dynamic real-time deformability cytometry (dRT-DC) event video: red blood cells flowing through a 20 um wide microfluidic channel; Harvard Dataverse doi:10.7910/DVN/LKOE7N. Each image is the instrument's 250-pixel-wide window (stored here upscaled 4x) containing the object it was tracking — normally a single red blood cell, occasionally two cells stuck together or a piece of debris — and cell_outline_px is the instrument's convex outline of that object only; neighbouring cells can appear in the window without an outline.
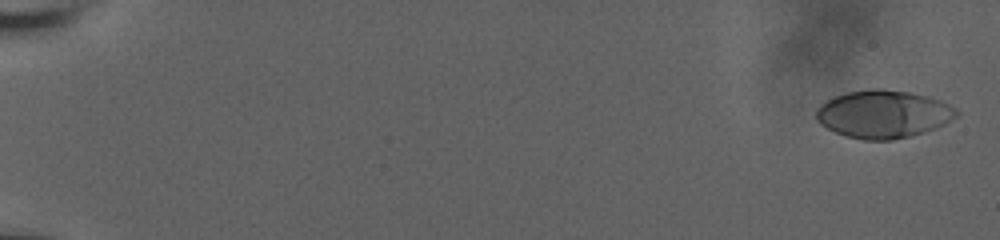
{"species": "human", "species_latin": "Homo sapiens", "temperature_condition": "room temperature", "stored_images_in_passage": 22, "camera_frame_rate_fps": 3000, "um_per_image_px": 0.085, "donor": {"sex": "male"}, "frame": {"image": 1, "passage_image": 1, "time_ms": 0.0, "image_size_px": [1000, 240], "cell_outline_px": [[960, 112], [956, 116], [944, 124], [936, 128], [924, 132], [892, 140], [864, 140], [848, 136], [836, 132], [820, 124], [816, 120], [816, 108], [820, 104], [836, 96], [848, 92], [872, 88], [880, 88], [908, 92], [928, 96], [940, 100], [956, 108]], "centroid_in_image_um": [75.08, 9.69], "position_along_channel_um": 9.9, "area_um2": 38.96}}
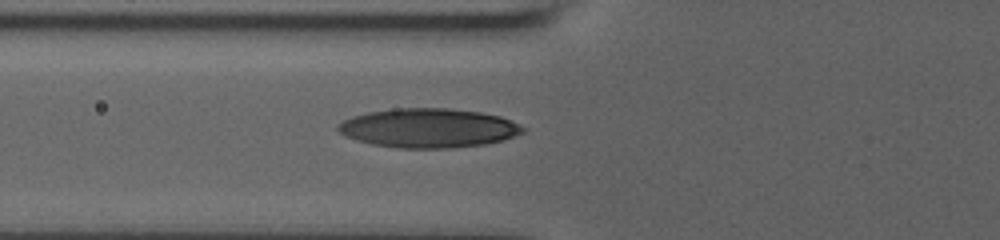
{"frame": {"image": 2, "passage_image": 16, "time_ms": 7.667, "image_size_px": [1000, 240], "cell_outline_px": [[524, 132], [504, 140], [484, 144], [448, 148], [396, 148], [372, 144], [356, 140], [344, 136], [336, 128], [336, 124], [352, 116], [368, 112], [392, 108], [448, 108], [480, 112], [500, 116], [520, 124], [524, 128]], "centroid_in_image_um": [36.39, 10.88], "position_along_channel_um": 89.4, "area_um2": 42.37}}
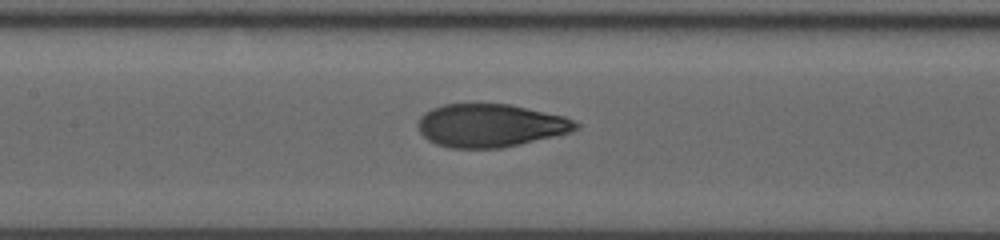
{"frame": {"image": 3, "passage_image": 22, "time_ms": 9.667, "image_size_px": [1000, 240], "cell_outline_px": [[580, 128], [572, 132], [520, 144], [500, 148], [452, 148], [436, 144], [428, 140], [420, 132], [416, 124], [420, 116], [424, 112], [432, 108], [444, 104], [508, 104], [564, 116], [580, 124]], "centroid_in_image_um": [41.66, 10.67], "position_along_channel_um": 165.7, "area_um2": 39.65}}